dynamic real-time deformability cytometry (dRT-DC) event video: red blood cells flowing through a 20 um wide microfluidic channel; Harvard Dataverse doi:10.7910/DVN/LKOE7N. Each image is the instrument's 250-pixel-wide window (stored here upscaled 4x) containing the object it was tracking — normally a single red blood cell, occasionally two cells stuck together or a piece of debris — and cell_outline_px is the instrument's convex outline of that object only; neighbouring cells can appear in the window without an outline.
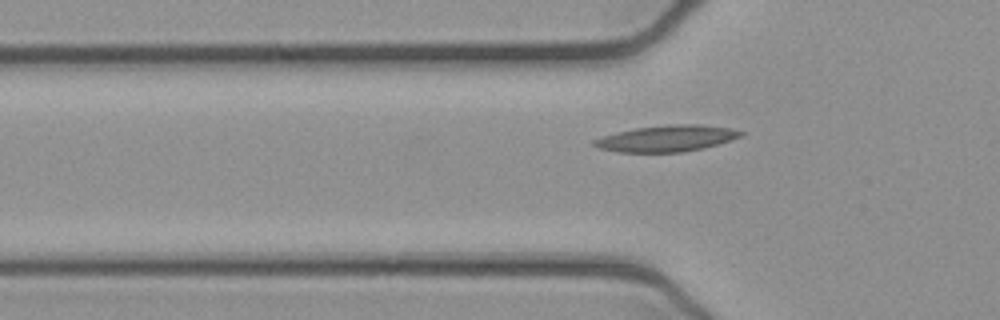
{"species": "common noctule bat (a hibernating species)", "species_latin": "Nyctalus noctula", "temperature_condition": "cold", "stored_images_in_passage": 37, "camera_frame_rate_fps": 3000, "um_per_image_px": 0.085, "animal": {"sex": "female", "body_mass_g": 21.9}, "frame": {"image": 1, "passage_image": 4, "time_ms": 1.0, "image_size_px": [1000, 320], "cell_outline_px": [[744, 132], [740, 136], [704, 148], [684, 152], [616, 152], [600, 148], [592, 144], [592, 140], [616, 132], [636, 128], [668, 124], [696, 124], [732, 128]], "centroid_in_image_um": [56.64, 11.76], "position_along_channel_um": 69.2, "area_um2": 22.31}}
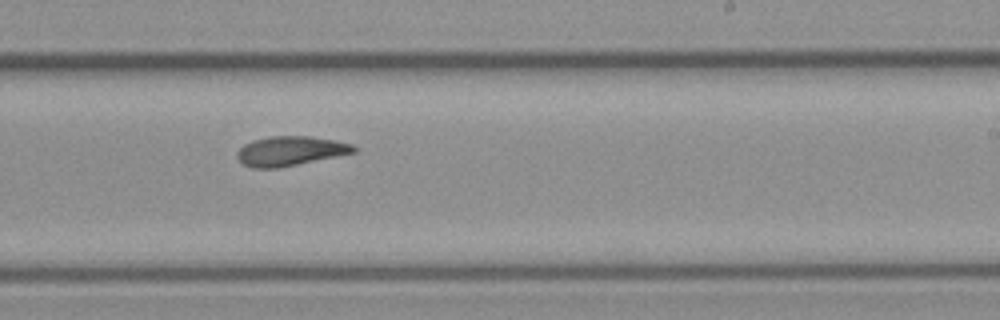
{"frame": {"image": 2, "passage_image": 19, "time_ms": 6.0, "image_size_px": [1000, 320], "cell_outline_px": [[356, 152], [276, 168], [252, 168], [244, 164], [236, 156], [236, 152], [244, 144], [252, 140], [272, 136], [308, 136], [332, 140], [352, 144], [356, 148]], "centroid_in_image_um": [24.63, 12.83], "position_along_channel_um": 264.4, "area_um2": 19.71}}
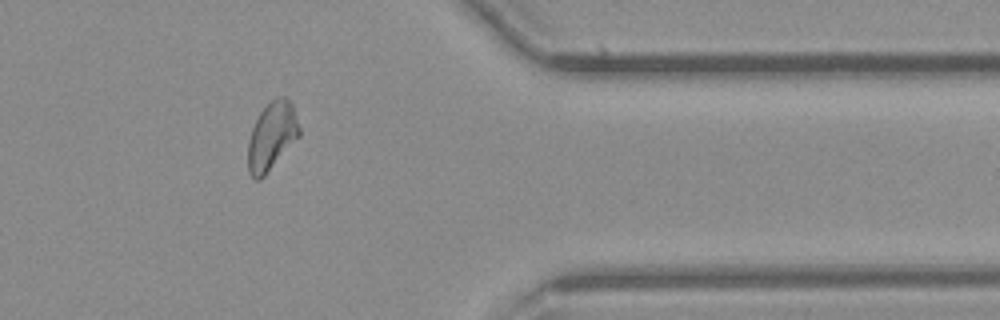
{"frame": {"image": 3, "passage_image": 30, "time_ms": 9.667, "image_size_px": [1000, 320], "cell_outline_px": [[300, 136], [264, 176], [260, 180], [256, 180], [248, 172], [248, 140], [252, 128], [260, 112], [276, 96], [284, 96], [292, 104], [300, 128]], "centroid_in_image_um": [23.1, 11.58], "position_along_channel_um": 388.3, "area_um2": 20.23}}